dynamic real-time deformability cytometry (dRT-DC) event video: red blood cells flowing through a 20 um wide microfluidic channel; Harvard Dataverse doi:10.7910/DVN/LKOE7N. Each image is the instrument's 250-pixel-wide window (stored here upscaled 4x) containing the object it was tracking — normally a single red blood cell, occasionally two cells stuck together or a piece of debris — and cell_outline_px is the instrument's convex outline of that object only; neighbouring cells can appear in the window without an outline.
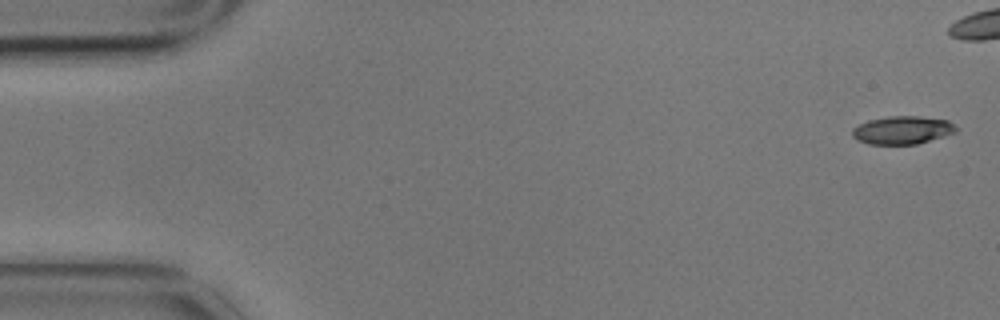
{"species": "common noctule bat (a hibernating species)", "species_latin": "Nyctalus noctula", "temperature_condition": "cold", "stored_images_in_passage": 6, "camera_frame_rate_fps": 3000, "um_per_image_px": 0.085, "animal": {"sex": "male", "body_mass_g": 17.9}, "frame": {"image": 1, "passage_image": 1, "time_ms": 0.0, "image_size_px": [1000, 320], "cell_outline_px": [[960, 128], [956, 132], [944, 136], [916, 144], [868, 144], [856, 140], [852, 136], [852, 128], [868, 120], [888, 116], [920, 116], [948, 120]], "centroid_in_image_um": [76.71, 11.05], "position_along_channel_um": 8.3, "area_um2": 17.11}}